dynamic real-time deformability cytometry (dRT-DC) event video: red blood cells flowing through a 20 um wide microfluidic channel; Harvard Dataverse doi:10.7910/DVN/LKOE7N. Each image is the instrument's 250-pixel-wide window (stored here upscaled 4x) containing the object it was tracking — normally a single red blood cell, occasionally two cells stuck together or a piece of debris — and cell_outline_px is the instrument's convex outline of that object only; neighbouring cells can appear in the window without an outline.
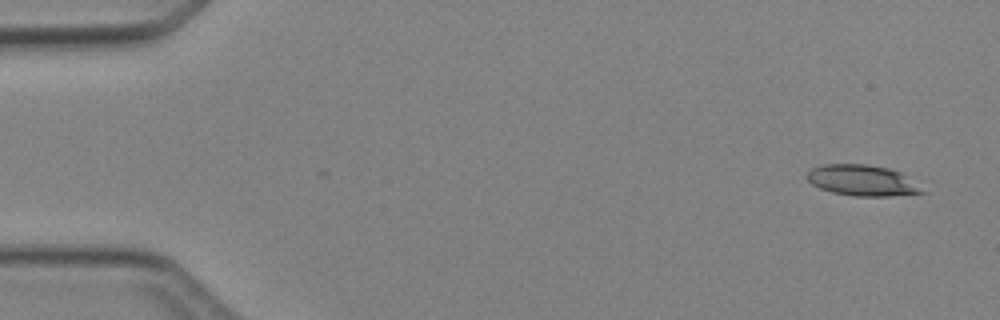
{"species": "Egyptian fruit bat (a non-hibernating species)", "species_latin": "Rousettus aegyptiacus", "temperature_condition": "cold", "stored_images_in_passage": 4, "camera_frame_rate_fps": 3000, "um_per_image_px": 0.085, "animal": {"sex": "female"}, "frame": {"image": 1, "passage_image": 1, "time_ms": 0.0, "image_size_px": [1000, 320], "cell_outline_px": [[928, 192], [888, 196], [856, 196], [832, 192], [820, 188], [812, 184], [804, 176], [812, 168], [824, 164], [868, 164], [888, 168], [900, 172]], "centroid_in_image_um": [73.27, 15.33], "position_along_channel_um": 11.7, "area_um2": 20.63}}
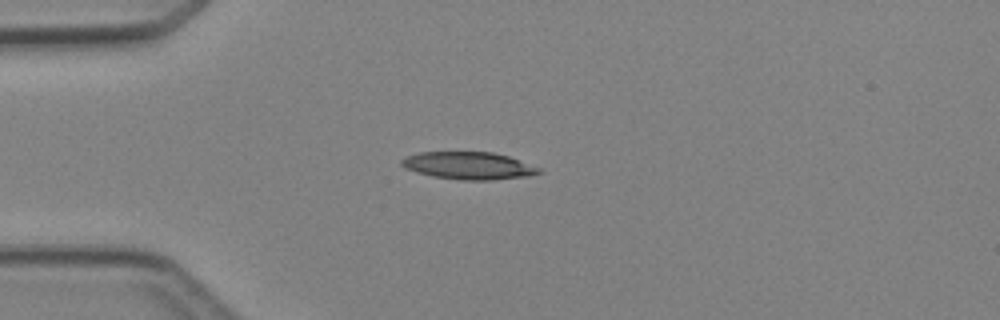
{"frame": {"image": 2, "passage_image": 3, "time_ms": 3.333, "image_size_px": [1000, 320], "cell_outline_px": [[544, 172], [528, 176], [492, 180], [460, 180], [432, 176], [416, 172], [404, 168], [400, 164], [400, 160], [408, 156], [420, 152], [492, 152], [508, 156], [540, 168]], "centroid_in_image_um": [39.83, 14.08], "position_along_channel_um": 45.2, "area_um2": 21.96}}